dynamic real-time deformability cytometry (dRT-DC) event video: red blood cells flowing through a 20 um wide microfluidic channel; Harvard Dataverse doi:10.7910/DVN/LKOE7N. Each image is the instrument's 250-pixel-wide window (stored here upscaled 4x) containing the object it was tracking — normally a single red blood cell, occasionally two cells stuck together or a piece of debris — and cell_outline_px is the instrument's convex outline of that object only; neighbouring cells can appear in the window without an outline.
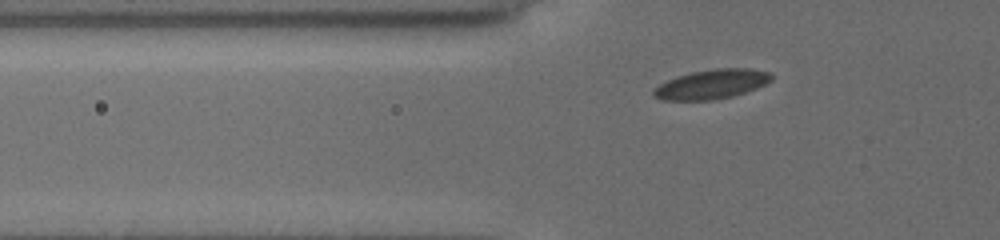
{"species": "common noctule bat (a hibernating species)", "species_latin": "Nyctalus noctula", "temperature_condition": "cold", "stored_images_in_passage": 44, "camera_frame_rate_fps": 3000, "um_per_image_px": 0.085, "animal": {"sex": "female", "body_mass_g": 19.5, "forearm_length_mm": 54.1}, "frame": {"image": 1, "passage_image": 8, "time_ms": 2.333, "image_size_px": [1000, 240], "cell_outline_px": [[772, 80], [756, 88], [732, 96], [712, 100], [664, 100], [652, 96], [652, 92], [660, 84], [676, 76], [692, 72], [716, 68], [752, 68], [772, 72]], "centroid_in_image_um": [60.51, 7.14], "position_along_channel_um": 65.3, "area_um2": 20.17}}
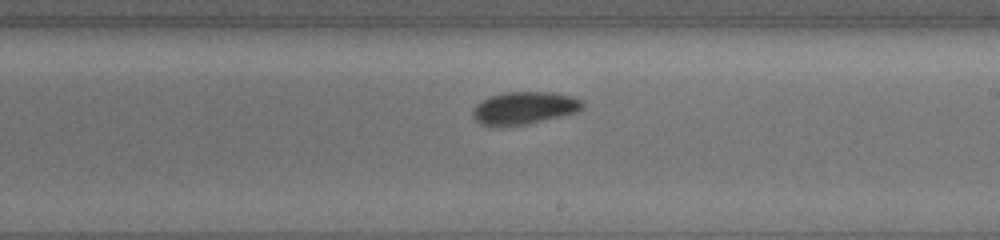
{"frame": {"image": 2, "passage_image": 23, "time_ms": 7.333, "image_size_px": [1000, 240], "cell_outline_px": [[584, 104], [576, 112], [528, 124], [500, 128], [492, 128], [480, 124], [472, 116], [472, 108], [476, 104], [488, 96], [504, 92], [552, 92], [572, 96], [580, 100]], "centroid_in_image_um": [44.46, 9.2], "position_along_channel_um": 244.5, "area_um2": 21.21}}
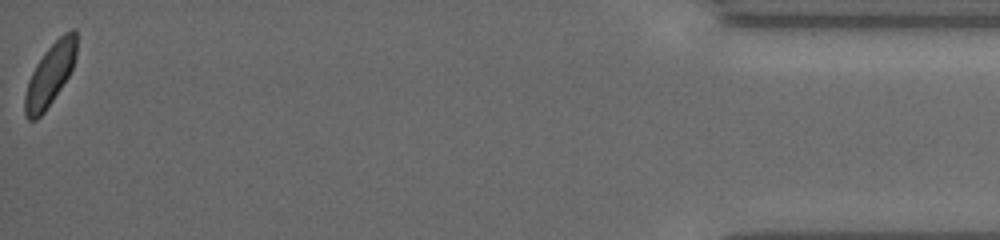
{"frame": {"image": 3, "passage_image": 44, "time_ms": 14.333, "image_size_px": [1000, 240], "cell_outline_px": [[76, 56], [72, 68], [68, 76], [44, 112], [36, 120], [28, 120], [24, 116], [24, 96], [28, 80], [36, 64], [44, 52], [64, 32], [72, 28], [76, 28]], "centroid_in_image_um": [4.23, 6.35], "position_along_channel_um": 431.0, "area_um2": 18.55}, "authors_computed_cell_mechanics": {"area_um2": 20.0566, "velocity_mm_per_s": 3.7555, "shape_relaxation_time_tau1_ms": 2.7178, "shape_relaxation_time_tau2_ms": null, "deformation_change_tau1": 0.0667, "deformation_change_tau2": null}}